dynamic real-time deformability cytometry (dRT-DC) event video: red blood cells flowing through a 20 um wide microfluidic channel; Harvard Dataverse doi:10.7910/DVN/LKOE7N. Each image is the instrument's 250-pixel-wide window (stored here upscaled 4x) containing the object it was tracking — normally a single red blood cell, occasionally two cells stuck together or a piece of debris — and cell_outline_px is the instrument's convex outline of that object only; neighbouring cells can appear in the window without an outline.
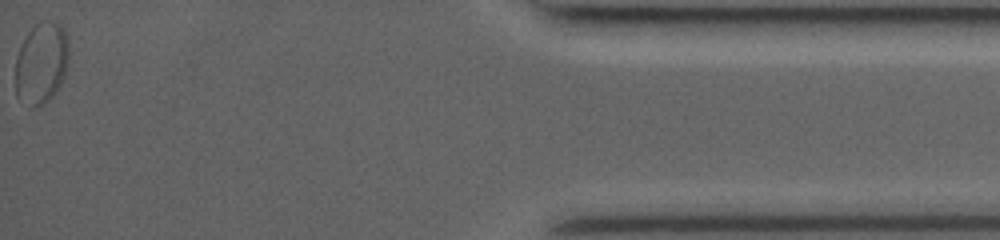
{"species": "common noctule bat (a hibernating species)", "species_latin": "Nyctalus noctula", "temperature_condition": "room temperature", "stored_images_in_passage": 42, "segment_of_instrument_passage": [2, 2], "camera_frame_rate_fps": 3500, "um_per_image_px": 0.085, "animal": {"sex": "female", "body_mass_g": 19.0, "forearm_length_mm": 53.3}, "frame": {"image": 1, "passage_image": 42, "time_ms": 11.714, "image_size_px": [1000, 240], "cell_outline_px": [[68, 64], [64, 76], [60, 84], [52, 96], [44, 104], [32, 104], [48, 28], [52, 24], [60, 24], [64, 28], [68, 40]], "centroid_in_image_um": [4.42, 5.45], "position_along_channel_um": 430.8, "area_um2": 12.83}}